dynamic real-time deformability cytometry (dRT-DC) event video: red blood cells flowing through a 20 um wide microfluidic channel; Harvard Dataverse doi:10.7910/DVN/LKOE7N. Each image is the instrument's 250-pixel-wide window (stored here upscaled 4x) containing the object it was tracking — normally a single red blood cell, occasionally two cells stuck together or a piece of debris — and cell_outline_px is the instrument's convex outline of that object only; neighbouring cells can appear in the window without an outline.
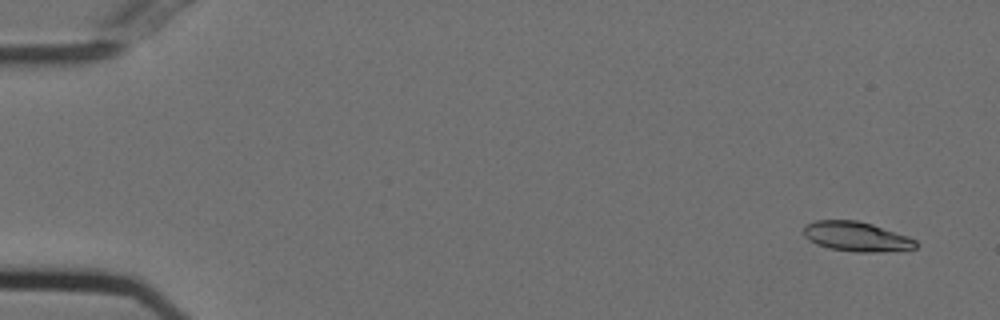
{"species": "Egyptian fruit bat (a non-hibernating species)", "species_latin": "Rousettus aegyptiacus", "temperature_condition": "cold", "stored_images_in_passage": 55, "camera_frame_rate_fps": 3000, "um_per_image_px": 0.085, "animal": {"sex": "female"}, "frame": {"image": 1, "passage_image": 3, "time_ms": 0.667, "image_size_px": [1000, 320], "cell_outline_px": [[916, 248], [872, 252], [852, 252], [828, 248], [816, 244], [808, 240], [804, 236], [804, 228], [808, 224], [816, 220], [856, 220], [872, 224], [908, 236], [916, 240]], "centroid_in_image_um": [72.76, 20.11], "position_along_channel_um": 12.2, "area_um2": 19.25}}
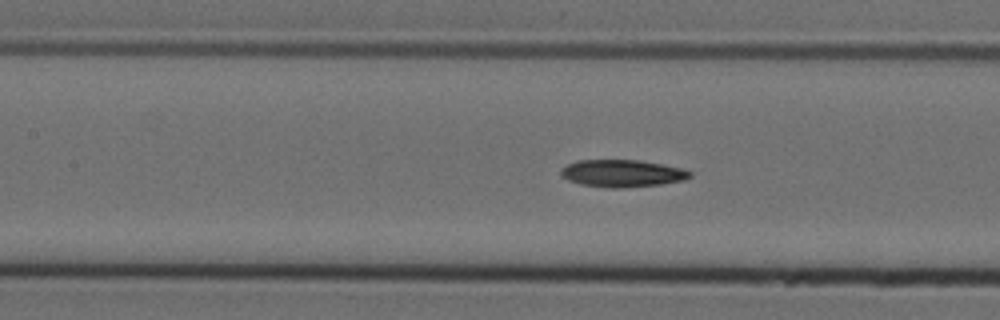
{"frame": {"image": 2, "passage_image": 25, "time_ms": 8.0, "image_size_px": [1000, 320], "cell_outline_px": [[692, 176], [684, 180], [660, 184], [620, 188], [608, 188], [580, 184], [568, 180], [560, 176], [560, 168], [576, 160], [640, 160], [680, 168], [692, 172]], "centroid_in_image_um": [52.84, 14.73], "position_along_channel_um": 154.6, "area_um2": 20.52}}
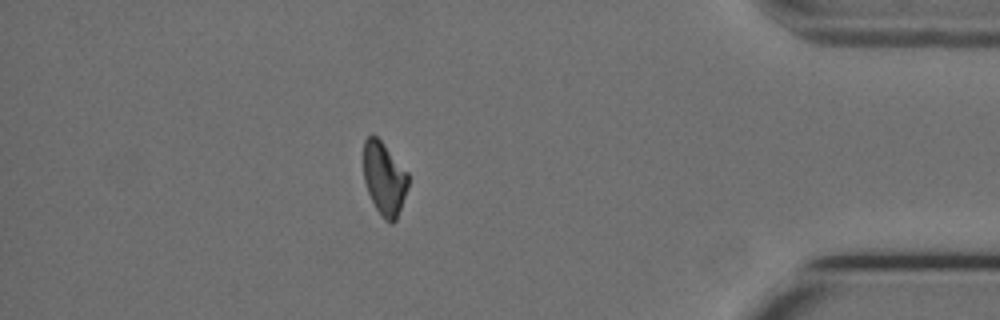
{"frame": {"image": 3, "passage_image": 48, "time_ms": 15.667, "image_size_px": [1000, 320], "cell_outline_px": [[408, 188], [396, 220], [392, 224], [384, 220], [376, 208], [368, 192], [364, 180], [364, 140], [368, 136], [376, 136], [380, 140], [408, 172]], "centroid_in_image_um": [32.67, 15.2], "position_along_channel_um": 402.5, "area_um2": 18.84}, "authors_computed_cell_mechanics": {"area_um2": 19.8832, "velocity_mm_per_s": 3.7349, "shape_relaxation_time_tau1_ms": null, "shape_relaxation_time_tau2_ms": 9.2395, "deformation_change_tau1": null, "deformation_change_tau2": 0.1785}}